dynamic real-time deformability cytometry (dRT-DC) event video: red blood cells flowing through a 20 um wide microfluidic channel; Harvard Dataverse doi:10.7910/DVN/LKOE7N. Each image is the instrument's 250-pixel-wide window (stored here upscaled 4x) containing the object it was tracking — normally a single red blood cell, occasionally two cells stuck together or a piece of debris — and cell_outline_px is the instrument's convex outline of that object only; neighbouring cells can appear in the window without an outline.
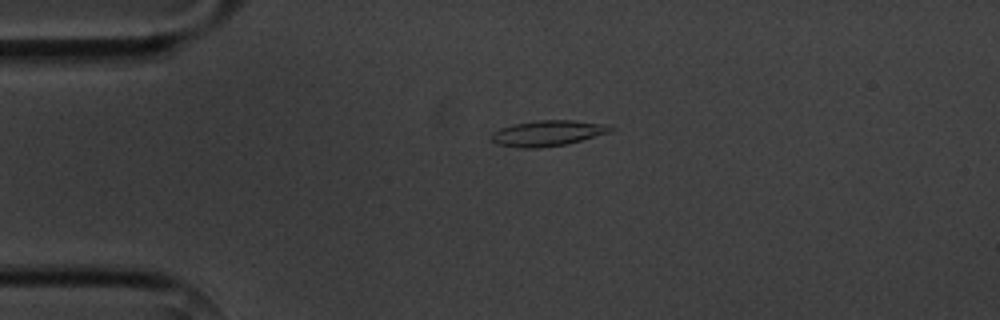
{"species": "common noctule bat (a hibernating species)", "species_latin": "Nyctalus noctula", "temperature_condition": "cold", "stored_images_in_passage": 3, "camera_frame_rate_fps": 3000, "um_per_image_px": 0.085, "animal": {"sex": "male", "body_mass_g": 20.1, "forearm_length_mm": 53.5}, "frame": {"image": 1, "passage_image": 1, "time_ms": 0.0, "image_size_px": [1000, 320], "cell_outline_px": [[616, 128], [612, 132], [568, 144], [540, 148], [520, 148], [496, 144], [492, 140], [492, 132], [500, 128], [516, 124], [536, 120], [572, 120], [604, 124]], "centroid_in_image_um": [46.59, 11.33], "position_along_channel_um": 38.4, "area_um2": 17.92}}
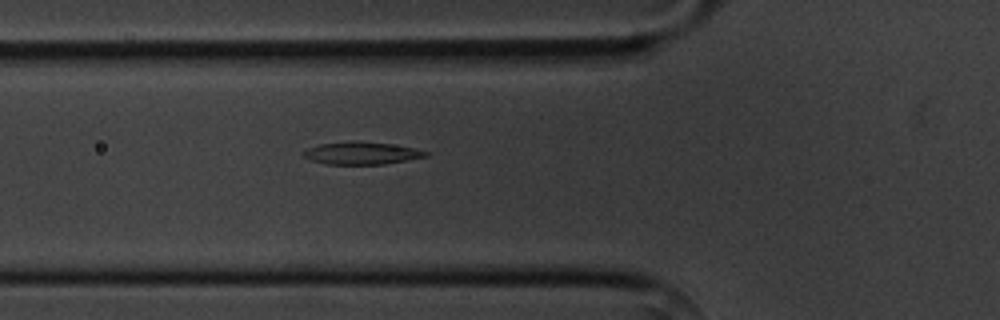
{"frame": {"image": 2, "passage_image": 3, "time_ms": 2.333, "image_size_px": [1000, 320], "cell_outline_px": [[428, 156], [408, 160], [384, 164], [324, 164], [312, 160], [304, 156], [304, 148], [320, 144], [352, 140], [356, 140], [388, 144], [416, 148], [428, 152]], "centroid_in_image_um": [30.72, 13.01], "position_along_channel_um": 95.1, "area_um2": 16.07}}